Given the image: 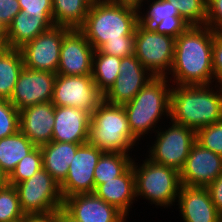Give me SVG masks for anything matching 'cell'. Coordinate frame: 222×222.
<instances>
[{
    "instance_id": "6da1fadb",
    "label": "cell",
    "mask_w": 222,
    "mask_h": 222,
    "mask_svg": "<svg viewBox=\"0 0 222 222\" xmlns=\"http://www.w3.org/2000/svg\"><path fill=\"white\" fill-rule=\"evenodd\" d=\"M214 32L206 25H190L175 38L172 74L174 85H212Z\"/></svg>"
},
{
    "instance_id": "7a4b0ae2",
    "label": "cell",
    "mask_w": 222,
    "mask_h": 222,
    "mask_svg": "<svg viewBox=\"0 0 222 222\" xmlns=\"http://www.w3.org/2000/svg\"><path fill=\"white\" fill-rule=\"evenodd\" d=\"M214 87L217 91L210 84L171 85L168 118L195 131L222 120V87Z\"/></svg>"
},
{
    "instance_id": "3957f363",
    "label": "cell",
    "mask_w": 222,
    "mask_h": 222,
    "mask_svg": "<svg viewBox=\"0 0 222 222\" xmlns=\"http://www.w3.org/2000/svg\"><path fill=\"white\" fill-rule=\"evenodd\" d=\"M140 12L117 5L109 0H93L83 25L79 30L85 35L94 50L106 41L134 38L140 23Z\"/></svg>"
},
{
    "instance_id": "277c9868",
    "label": "cell",
    "mask_w": 222,
    "mask_h": 222,
    "mask_svg": "<svg viewBox=\"0 0 222 222\" xmlns=\"http://www.w3.org/2000/svg\"><path fill=\"white\" fill-rule=\"evenodd\" d=\"M168 80L167 77H154L130 102L123 104L132 134L139 141L149 131L156 130L161 116H170L171 87Z\"/></svg>"
},
{
    "instance_id": "5b68a950",
    "label": "cell",
    "mask_w": 222,
    "mask_h": 222,
    "mask_svg": "<svg viewBox=\"0 0 222 222\" xmlns=\"http://www.w3.org/2000/svg\"><path fill=\"white\" fill-rule=\"evenodd\" d=\"M106 151L128 154L138 139L132 134L123 105L104 100L91 113L89 141Z\"/></svg>"
},
{
    "instance_id": "8992f818",
    "label": "cell",
    "mask_w": 222,
    "mask_h": 222,
    "mask_svg": "<svg viewBox=\"0 0 222 222\" xmlns=\"http://www.w3.org/2000/svg\"><path fill=\"white\" fill-rule=\"evenodd\" d=\"M132 161L135 174L136 197L150 204L168 207L177 202L181 186L180 173L173 168L152 162L148 157L139 166Z\"/></svg>"
},
{
    "instance_id": "52a82bcc",
    "label": "cell",
    "mask_w": 222,
    "mask_h": 222,
    "mask_svg": "<svg viewBox=\"0 0 222 222\" xmlns=\"http://www.w3.org/2000/svg\"><path fill=\"white\" fill-rule=\"evenodd\" d=\"M134 55L154 77H167L173 63L175 38L139 23L134 32ZM169 71V72H167Z\"/></svg>"
},
{
    "instance_id": "ba28073f",
    "label": "cell",
    "mask_w": 222,
    "mask_h": 222,
    "mask_svg": "<svg viewBox=\"0 0 222 222\" xmlns=\"http://www.w3.org/2000/svg\"><path fill=\"white\" fill-rule=\"evenodd\" d=\"M165 131L156 130V140L149 149L148 159L180 172L189 152L196 142V131L190 127L171 121Z\"/></svg>"
},
{
    "instance_id": "9c48e42d",
    "label": "cell",
    "mask_w": 222,
    "mask_h": 222,
    "mask_svg": "<svg viewBox=\"0 0 222 222\" xmlns=\"http://www.w3.org/2000/svg\"><path fill=\"white\" fill-rule=\"evenodd\" d=\"M14 187L25 214L48 213L63 208L60 186L44 168Z\"/></svg>"
},
{
    "instance_id": "30bf717a",
    "label": "cell",
    "mask_w": 222,
    "mask_h": 222,
    "mask_svg": "<svg viewBox=\"0 0 222 222\" xmlns=\"http://www.w3.org/2000/svg\"><path fill=\"white\" fill-rule=\"evenodd\" d=\"M103 101V94L97 89L92 75L66 76L57 74L52 104L86 109L90 113Z\"/></svg>"
},
{
    "instance_id": "8fae6325",
    "label": "cell",
    "mask_w": 222,
    "mask_h": 222,
    "mask_svg": "<svg viewBox=\"0 0 222 222\" xmlns=\"http://www.w3.org/2000/svg\"><path fill=\"white\" fill-rule=\"evenodd\" d=\"M69 30L64 26H53L22 46L19 50L24 67L57 73L63 36Z\"/></svg>"
},
{
    "instance_id": "7c38bea8",
    "label": "cell",
    "mask_w": 222,
    "mask_h": 222,
    "mask_svg": "<svg viewBox=\"0 0 222 222\" xmlns=\"http://www.w3.org/2000/svg\"><path fill=\"white\" fill-rule=\"evenodd\" d=\"M104 151L91 145L82 144L76 151L65 180L59 185L63 200L82 193H94V169Z\"/></svg>"
},
{
    "instance_id": "4fadbf2b",
    "label": "cell",
    "mask_w": 222,
    "mask_h": 222,
    "mask_svg": "<svg viewBox=\"0 0 222 222\" xmlns=\"http://www.w3.org/2000/svg\"><path fill=\"white\" fill-rule=\"evenodd\" d=\"M57 73L33 70L20 71L10 102L19 110L52 101Z\"/></svg>"
},
{
    "instance_id": "5bb4252c",
    "label": "cell",
    "mask_w": 222,
    "mask_h": 222,
    "mask_svg": "<svg viewBox=\"0 0 222 222\" xmlns=\"http://www.w3.org/2000/svg\"><path fill=\"white\" fill-rule=\"evenodd\" d=\"M119 68L115 83L103 95V100L112 105L130 102L154 78L134 54L121 58Z\"/></svg>"
},
{
    "instance_id": "9a60e30c",
    "label": "cell",
    "mask_w": 222,
    "mask_h": 222,
    "mask_svg": "<svg viewBox=\"0 0 222 222\" xmlns=\"http://www.w3.org/2000/svg\"><path fill=\"white\" fill-rule=\"evenodd\" d=\"M94 51L79 29H70L63 36L57 74L66 76L92 75Z\"/></svg>"
},
{
    "instance_id": "2e32d148",
    "label": "cell",
    "mask_w": 222,
    "mask_h": 222,
    "mask_svg": "<svg viewBox=\"0 0 222 222\" xmlns=\"http://www.w3.org/2000/svg\"><path fill=\"white\" fill-rule=\"evenodd\" d=\"M179 173L182 185L207 187L222 173V156L195 142Z\"/></svg>"
},
{
    "instance_id": "e0dca14e",
    "label": "cell",
    "mask_w": 222,
    "mask_h": 222,
    "mask_svg": "<svg viewBox=\"0 0 222 222\" xmlns=\"http://www.w3.org/2000/svg\"><path fill=\"white\" fill-rule=\"evenodd\" d=\"M63 209L78 222H125L126 216L95 193H82L63 200Z\"/></svg>"
},
{
    "instance_id": "ac0fdd59",
    "label": "cell",
    "mask_w": 222,
    "mask_h": 222,
    "mask_svg": "<svg viewBox=\"0 0 222 222\" xmlns=\"http://www.w3.org/2000/svg\"><path fill=\"white\" fill-rule=\"evenodd\" d=\"M52 141L85 144L89 141L91 113L86 109L55 106Z\"/></svg>"
},
{
    "instance_id": "d6986e66",
    "label": "cell",
    "mask_w": 222,
    "mask_h": 222,
    "mask_svg": "<svg viewBox=\"0 0 222 222\" xmlns=\"http://www.w3.org/2000/svg\"><path fill=\"white\" fill-rule=\"evenodd\" d=\"M20 113L19 130L35 145L52 141L55 106L52 102L27 107Z\"/></svg>"
},
{
    "instance_id": "ffe728a7",
    "label": "cell",
    "mask_w": 222,
    "mask_h": 222,
    "mask_svg": "<svg viewBox=\"0 0 222 222\" xmlns=\"http://www.w3.org/2000/svg\"><path fill=\"white\" fill-rule=\"evenodd\" d=\"M177 198L184 222H218L222 216L215 208L207 187L181 184Z\"/></svg>"
},
{
    "instance_id": "44dd1931",
    "label": "cell",
    "mask_w": 222,
    "mask_h": 222,
    "mask_svg": "<svg viewBox=\"0 0 222 222\" xmlns=\"http://www.w3.org/2000/svg\"><path fill=\"white\" fill-rule=\"evenodd\" d=\"M94 193L108 204L115 206L127 217L133 201H137L132 165L122 175L98 185Z\"/></svg>"
},
{
    "instance_id": "7402d4cb",
    "label": "cell",
    "mask_w": 222,
    "mask_h": 222,
    "mask_svg": "<svg viewBox=\"0 0 222 222\" xmlns=\"http://www.w3.org/2000/svg\"><path fill=\"white\" fill-rule=\"evenodd\" d=\"M53 26V17H34L20 11L7 27L6 47L20 49Z\"/></svg>"
},
{
    "instance_id": "603a6c76",
    "label": "cell",
    "mask_w": 222,
    "mask_h": 222,
    "mask_svg": "<svg viewBox=\"0 0 222 222\" xmlns=\"http://www.w3.org/2000/svg\"><path fill=\"white\" fill-rule=\"evenodd\" d=\"M82 144L51 141L40 146L43 168L60 185L66 178L69 165Z\"/></svg>"
},
{
    "instance_id": "cb8c5ba5",
    "label": "cell",
    "mask_w": 222,
    "mask_h": 222,
    "mask_svg": "<svg viewBox=\"0 0 222 222\" xmlns=\"http://www.w3.org/2000/svg\"><path fill=\"white\" fill-rule=\"evenodd\" d=\"M93 0H52L55 26L79 29L89 12Z\"/></svg>"
},
{
    "instance_id": "d4e9b609",
    "label": "cell",
    "mask_w": 222,
    "mask_h": 222,
    "mask_svg": "<svg viewBox=\"0 0 222 222\" xmlns=\"http://www.w3.org/2000/svg\"><path fill=\"white\" fill-rule=\"evenodd\" d=\"M23 67L19 49L4 47L0 50V99L10 100Z\"/></svg>"
},
{
    "instance_id": "484cf974",
    "label": "cell",
    "mask_w": 222,
    "mask_h": 222,
    "mask_svg": "<svg viewBox=\"0 0 222 222\" xmlns=\"http://www.w3.org/2000/svg\"><path fill=\"white\" fill-rule=\"evenodd\" d=\"M36 146L19 130L0 139V166L9 176L22 158Z\"/></svg>"
},
{
    "instance_id": "4316f807",
    "label": "cell",
    "mask_w": 222,
    "mask_h": 222,
    "mask_svg": "<svg viewBox=\"0 0 222 222\" xmlns=\"http://www.w3.org/2000/svg\"><path fill=\"white\" fill-rule=\"evenodd\" d=\"M121 58L95 50L93 54L92 78L97 89L104 95L120 74Z\"/></svg>"
},
{
    "instance_id": "83f0119b",
    "label": "cell",
    "mask_w": 222,
    "mask_h": 222,
    "mask_svg": "<svg viewBox=\"0 0 222 222\" xmlns=\"http://www.w3.org/2000/svg\"><path fill=\"white\" fill-rule=\"evenodd\" d=\"M132 161L129 154L104 151L94 169L95 188L122 175L132 165Z\"/></svg>"
},
{
    "instance_id": "f1b7e54d",
    "label": "cell",
    "mask_w": 222,
    "mask_h": 222,
    "mask_svg": "<svg viewBox=\"0 0 222 222\" xmlns=\"http://www.w3.org/2000/svg\"><path fill=\"white\" fill-rule=\"evenodd\" d=\"M24 217L15 187L8 184L0 188V222H17Z\"/></svg>"
},
{
    "instance_id": "f546056e",
    "label": "cell",
    "mask_w": 222,
    "mask_h": 222,
    "mask_svg": "<svg viewBox=\"0 0 222 222\" xmlns=\"http://www.w3.org/2000/svg\"><path fill=\"white\" fill-rule=\"evenodd\" d=\"M42 168L43 163L41 149L36 146L16 165L15 169L9 175V184L14 186L17 183L26 181Z\"/></svg>"
},
{
    "instance_id": "4dcf8cb0",
    "label": "cell",
    "mask_w": 222,
    "mask_h": 222,
    "mask_svg": "<svg viewBox=\"0 0 222 222\" xmlns=\"http://www.w3.org/2000/svg\"><path fill=\"white\" fill-rule=\"evenodd\" d=\"M148 7L145 15L140 12L139 16L140 23L148 29H153L166 17L171 19V16H179L176 4L167 0H154Z\"/></svg>"
},
{
    "instance_id": "1f68e13d",
    "label": "cell",
    "mask_w": 222,
    "mask_h": 222,
    "mask_svg": "<svg viewBox=\"0 0 222 222\" xmlns=\"http://www.w3.org/2000/svg\"><path fill=\"white\" fill-rule=\"evenodd\" d=\"M176 4L179 16L189 25H205L207 0H167Z\"/></svg>"
},
{
    "instance_id": "d6a6232c",
    "label": "cell",
    "mask_w": 222,
    "mask_h": 222,
    "mask_svg": "<svg viewBox=\"0 0 222 222\" xmlns=\"http://www.w3.org/2000/svg\"><path fill=\"white\" fill-rule=\"evenodd\" d=\"M196 142L222 156V120L196 130Z\"/></svg>"
},
{
    "instance_id": "836d02e7",
    "label": "cell",
    "mask_w": 222,
    "mask_h": 222,
    "mask_svg": "<svg viewBox=\"0 0 222 222\" xmlns=\"http://www.w3.org/2000/svg\"><path fill=\"white\" fill-rule=\"evenodd\" d=\"M19 110L6 99H0V139L19 131Z\"/></svg>"
},
{
    "instance_id": "e575fe53",
    "label": "cell",
    "mask_w": 222,
    "mask_h": 222,
    "mask_svg": "<svg viewBox=\"0 0 222 222\" xmlns=\"http://www.w3.org/2000/svg\"><path fill=\"white\" fill-rule=\"evenodd\" d=\"M135 38H122V40L106 41L98 50L120 58L134 54Z\"/></svg>"
},
{
    "instance_id": "d590c367",
    "label": "cell",
    "mask_w": 222,
    "mask_h": 222,
    "mask_svg": "<svg viewBox=\"0 0 222 222\" xmlns=\"http://www.w3.org/2000/svg\"><path fill=\"white\" fill-rule=\"evenodd\" d=\"M21 11L34 17H53L52 0H18Z\"/></svg>"
},
{
    "instance_id": "8d00e7d4",
    "label": "cell",
    "mask_w": 222,
    "mask_h": 222,
    "mask_svg": "<svg viewBox=\"0 0 222 222\" xmlns=\"http://www.w3.org/2000/svg\"><path fill=\"white\" fill-rule=\"evenodd\" d=\"M190 25L185 22L180 16H171V19H163L153 30L156 33L165 34L177 38Z\"/></svg>"
},
{
    "instance_id": "74e56055",
    "label": "cell",
    "mask_w": 222,
    "mask_h": 222,
    "mask_svg": "<svg viewBox=\"0 0 222 222\" xmlns=\"http://www.w3.org/2000/svg\"><path fill=\"white\" fill-rule=\"evenodd\" d=\"M205 25L216 33L222 32V0H207Z\"/></svg>"
},
{
    "instance_id": "f35d334b",
    "label": "cell",
    "mask_w": 222,
    "mask_h": 222,
    "mask_svg": "<svg viewBox=\"0 0 222 222\" xmlns=\"http://www.w3.org/2000/svg\"><path fill=\"white\" fill-rule=\"evenodd\" d=\"M212 67L214 81L222 87V35L215 33L212 47Z\"/></svg>"
},
{
    "instance_id": "ab89813d",
    "label": "cell",
    "mask_w": 222,
    "mask_h": 222,
    "mask_svg": "<svg viewBox=\"0 0 222 222\" xmlns=\"http://www.w3.org/2000/svg\"><path fill=\"white\" fill-rule=\"evenodd\" d=\"M21 11L18 0L0 1V21L8 27L13 18Z\"/></svg>"
},
{
    "instance_id": "60d3db41",
    "label": "cell",
    "mask_w": 222,
    "mask_h": 222,
    "mask_svg": "<svg viewBox=\"0 0 222 222\" xmlns=\"http://www.w3.org/2000/svg\"><path fill=\"white\" fill-rule=\"evenodd\" d=\"M207 189L215 208L222 215V173L207 186Z\"/></svg>"
},
{
    "instance_id": "b9f144b4",
    "label": "cell",
    "mask_w": 222,
    "mask_h": 222,
    "mask_svg": "<svg viewBox=\"0 0 222 222\" xmlns=\"http://www.w3.org/2000/svg\"><path fill=\"white\" fill-rule=\"evenodd\" d=\"M24 220L25 222H58V211L25 214Z\"/></svg>"
},
{
    "instance_id": "7bdbcfd3",
    "label": "cell",
    "mask_w": 222,
    "mask_h": 222,
    "mask_svg": "<svg viewBox=\"0 0 222 222\" xmlns=\"http://www.w3.org/2000/svg\"><path fill=\"white\" fill-rule=\"evenodd\" d=\"M114 4L117 5H121V6H125V7H129L132 9L137 10L138 12H140L141 6H143L144 0H109ZM146 1V0H145ZM150 0H148L147 2H149Z\"/></svg>"
},
{
    "instance_id": "ee69618b",
    "label": "cell",
    "mask_w": 222,
    "mask_h": 222,
    "mask_svg": "<svg viewBox=\"0 0 222 222\" xmlns=\"http://www.w3.org/2000/svg\"><path fill=\"white\" fill-rule=\"evenodd\" d=\"M58 222H78L72 218L63 208L58 210Z\"/></svg>"
},
{
    "instance_id": "f6af8a7d",
    "label": "cell",
    "mask_w": 222,
    "mask_h": 222,
    "mask_svg": "<svg viewBox=\"0 0 222 222\" xmlns=\"http://www.w3.org/2000/svg\"><path fill=\"white\" fill-rule=\"evenodd\" d=\"M0 43L6 47L7 44V27L0 21Z\"/></svg>"
},
{
    "instance_id": "bcb514c9",
    "label": "cell",
    "mask_w": 222,
    "mask_h": 222,
    "mask_svg": "<svg viewBox=\"0 0 222 222\" xmlns=\"http://www.w3.org/2000/svg\"><path fill=\"white\" fill-rule=\"evenodd\" d=\"M9 184V176L0 166V188H3Z\"/></svg>"
},
{
    "instance_id": "7dc6e473",
    "label": "cell",
    "mask_w": 222,
    "mask_h": 222,
    "mask_svg": "<svg viewBox=\"0 0 222 222\" xmlns=\"http://www.w3.org/2000/svg\"><path fill=\"white\" fill-rule=\"evenodd\" d=\"M2 48H4V46L0 43V50H1Z\"/></svg>"
},
{
    "instance_id": "c3c4849f",
    "label": "cell",
    "mask_w": 222,
    "mask_h": 222,
    "mask_svg": "<svg viewBox=\"0 0 222 222\" xmlns=\"http://www.w3.org/2000/svg\"><path fill=\"white\" fill-rule=\"evenodd\" d=\"M218 222H222V216L219 218Z\"/></svg>"
}]
</instances>
